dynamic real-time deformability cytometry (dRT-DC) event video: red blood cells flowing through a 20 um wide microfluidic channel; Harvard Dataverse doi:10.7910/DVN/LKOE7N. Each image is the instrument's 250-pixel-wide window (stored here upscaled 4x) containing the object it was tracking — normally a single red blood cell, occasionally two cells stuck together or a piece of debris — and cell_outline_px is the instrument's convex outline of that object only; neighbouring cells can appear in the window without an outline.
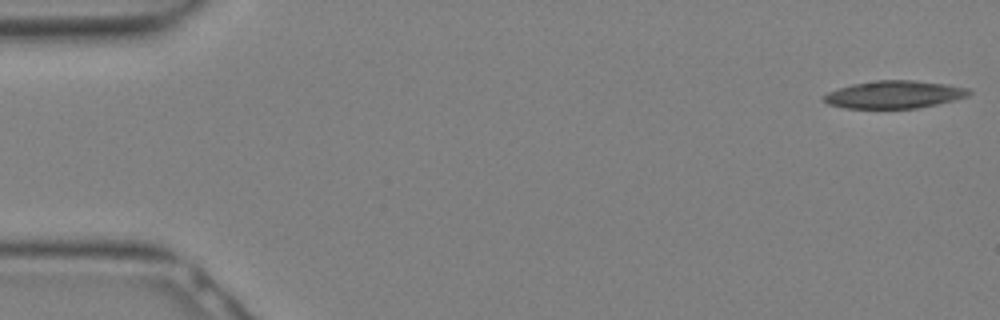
{"species": "Egyptian fruit bat (a non-hibernating species)", "species_latin": "Rousettus aegyptiacus", "temperature_condition": "warm", "stored_images_in_passage": 11, "camera_frame_rate_fps": 3000, "um_per_image_px": 0.085, "animal": {"sex": "female"}, "frame": {"image": 1, "passage_image": 1, "time_ms": 0.0, "image_size_px": [1000, 320], "cell_outline_px": [[972, 92], [968, 96], [956, 100], [916, 108], [844, 108], [828, 104], [820, 100], [820, 96], [828, 92], [852, 84], [876, 80], [912, 80], [944, 84], [968, 88]], "centroid_in_image_um": [75.97, 8.04], "position_along_channel_um": 9.0, "area_um2": 23.41}}
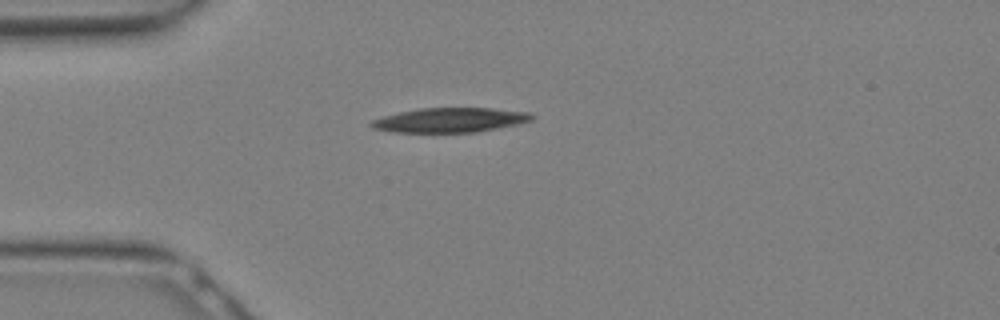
{"frame": {"image": 2, "passage_image": 8, "time_ms": 2.333, "image_size_px": [1000, 320], "cell_outline_px": [[536, 116], [532, 120], [520, 124], [476, 132], [392, 132], [372, 128], [368, 124], [372, 120], [384, 116], [400, 112], [420, 108], [492, 108], [532, 112]], "centroid_in_image_um": [38.31, 10.2], "position_along_channel_um": 46.7, "area_um2": 23.12}}
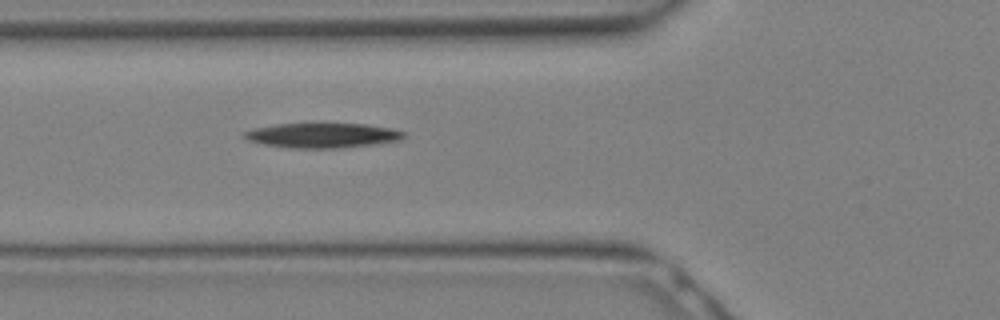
{"frame": {"image": 3, "passage_image": 11, "time_ms": 3.333, "image_size_px": [1000, 320], "cell_outline_px": [[408, 136], [400, 140], [372, 144], [336, 148], [288, 148], [264, 144], [248, 140], [244, 136], [244, 132], [256, 128], [276, 124], [364, 124], [392, 128], [404, 132]], "centroid_in_image_um": [27.44, 11.51], "position_along_channel_um": 98.4, "area_um2": 22.77}}